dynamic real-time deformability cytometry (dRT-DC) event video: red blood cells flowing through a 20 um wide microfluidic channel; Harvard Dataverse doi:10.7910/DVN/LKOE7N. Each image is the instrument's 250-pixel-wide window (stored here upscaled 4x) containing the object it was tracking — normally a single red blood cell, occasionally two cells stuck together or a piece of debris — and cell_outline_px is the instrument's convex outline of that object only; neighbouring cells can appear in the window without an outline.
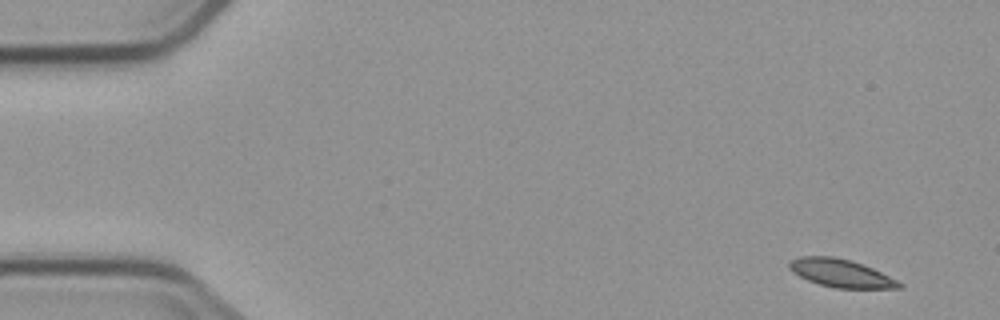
{"species": "common noctule bat (a hibernating species)", "species_latin": "Nyctalus noctula", "temperature_condition": "cold", "stored_images_in_passage": 6, "segment_of_instrument_passage": [1, 2], "camera_frame_rate_fps": 3000, "um_per_image_px": 0.085, "animal": {"sex": "male", "body_mass_g": 23.1, "forearm_length_mm": 52.7}, "frame": {"image": 1, "passage_image": 1, "time_ms": 0.0, "image_size_px": [1000, 320], "cell_outline_px": [[904, 288], [836, 288], [820, 284], [808, 280], [792, 272], [788, 268], [788, 264], [792, 260], [800, 256], [832, 256], [848, 260], [872, 268], [904, 284]], "centroid_in_image_um": [71.46, 23.22], "position_along_channel_um": 13.5, "area_um2": 17.63}}
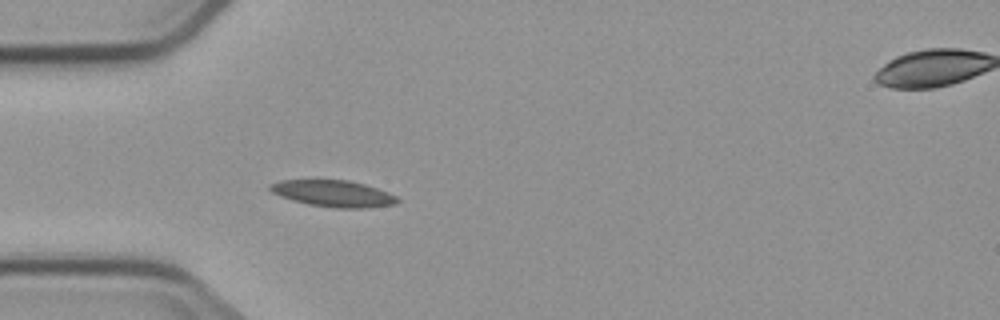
{"frame": {"image": 2, "passage_image": 5, "time_ms": 4.333, "image_size_px": [1000, 320], "cell_outline_px": [[400, 200], [396, 204], [368, 208], [336, 208], [308, 204], [292, 200], [280, 196], [272, 192], [268, 188], [268, 184], [280, 180], [348, 180], [364, 184], [388, 192], [396, 196]], "centroid_in_image_um": [28.32, 16.45], "position_along_channel_um": 56.7, "area_um2": 19.71}}